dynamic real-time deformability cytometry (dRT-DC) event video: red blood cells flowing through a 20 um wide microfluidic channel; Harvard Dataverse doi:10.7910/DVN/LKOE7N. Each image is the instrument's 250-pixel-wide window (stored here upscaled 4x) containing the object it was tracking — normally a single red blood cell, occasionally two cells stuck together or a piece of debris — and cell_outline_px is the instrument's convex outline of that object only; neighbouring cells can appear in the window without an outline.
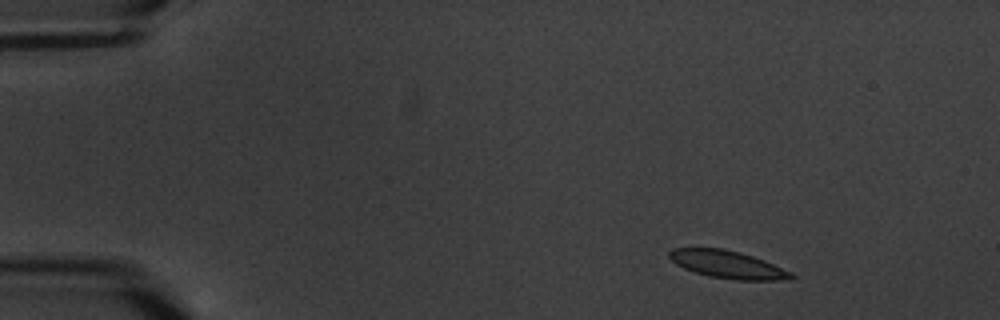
{"species": "common noctule bat (a hibernating species)", "species_latin": "Nyctalus noctula", "temperature_condition": "warm", "stored_images_in_passage": 4, "camera_frame_rate_fps": 3000, "um_per_image_px": 0.085, "animal": {"sex": "male", "body_mass_g": 20.1, "forearm_length_mm": 53.5}, "frame": {"image": 1, "passage_image": 1, "time_ms": 0.0, "image_size_px": [1000, 320], "cell_outline_px": [[796, 276], [792, 280], [736, 280], [708, 276], [684, 268], [676, 264], [668, 256], [668, 252], [672, 248], [724, 248], [740, 252], [764, 260], [792, 272]], "centroid_in_image_um": [61.87, 22.48], "position_along_channel_um": 23.1, "area_um2": 19.71}}
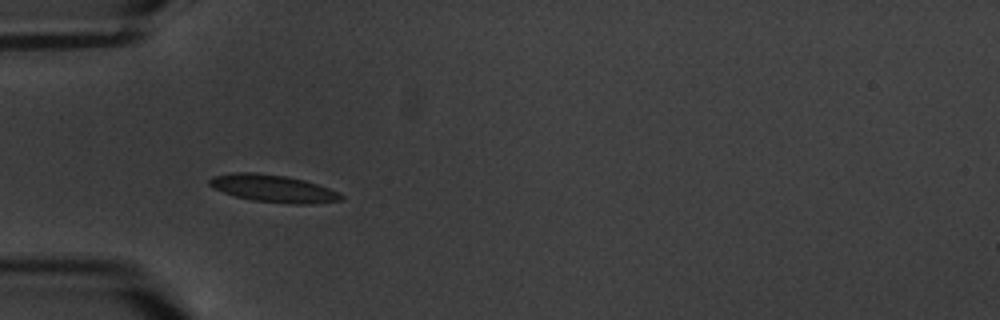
{"frame": {"image": 2, "passage_image": 4, "time_ms": 3.667, "image_size_px": [1000, 320], "cell_outline_px": [[344, 200], [312, 204], [292, 204], [252, 200], [236, 196], [212, 188], [208, 184], [208, 180], [212, 176], [232, 172], [256, 172], [288, 176], [304, 180], [340, 192], [344, 196]], "centroid_in_image_um": [23.23, 16.01], "position_along_channel_um": 61.8, "area_um2": 21.21}}